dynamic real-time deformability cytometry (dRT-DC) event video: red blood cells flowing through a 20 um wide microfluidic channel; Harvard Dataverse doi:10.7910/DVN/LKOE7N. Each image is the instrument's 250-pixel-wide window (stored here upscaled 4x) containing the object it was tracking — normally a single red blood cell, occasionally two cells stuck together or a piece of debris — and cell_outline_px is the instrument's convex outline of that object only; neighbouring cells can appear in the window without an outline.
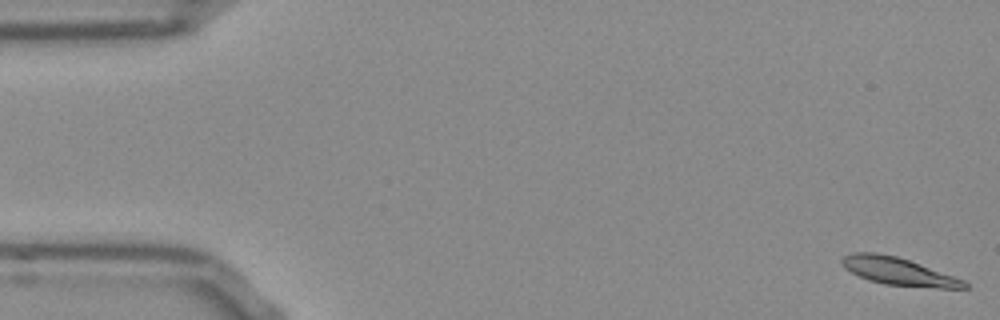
{"species": "Egyptian fruit bat (a non-hibernating species)", "species_latin": "Rousettus aegyptiacus", "temperature_condition": "room temperature", "stored_images_in_passage": 15, "camera_frame_rate_fps": 3000, "um_per_image_px": 0.085, "frame": {"image": 1, "passage_image": 1, "time_ms": 0.0, "image_size_px": [1000, 320], "cell_outline_px": [[968, 288], [940, 288], [884, 284], [868, 280], [844, 268], [840, 264], [840, 260], [844, 256], [852, 252], [876, 252], [896, 256], [920, 264], [964, 280], [968, 284]], "centroid_in_image_um": [76.32, 23.06], "position_along_channel_um": 8.7, "area_um2": 19.54}}
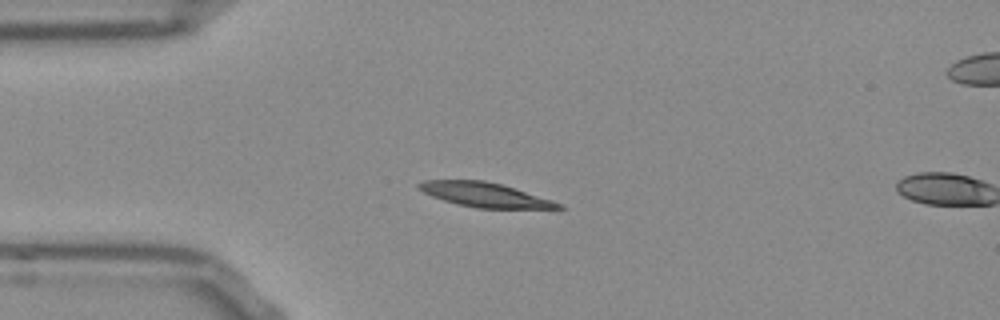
{"frame": {"image": 2, "passage_image": 13, "time_ms": 4.0, "image_size_px": [1000, 320], "cell_outline_px": [[564, 208], [476, 208], [456, 204], [432, 196], [416, 188], [416, 184], [424, 180], [484, 180], [500, 184], [552, 200], [564, 204]], "centroid_in_image_um": [41.16, 16.55], "position_along_channel_um": 43.8, "area_um2": 19.65}}